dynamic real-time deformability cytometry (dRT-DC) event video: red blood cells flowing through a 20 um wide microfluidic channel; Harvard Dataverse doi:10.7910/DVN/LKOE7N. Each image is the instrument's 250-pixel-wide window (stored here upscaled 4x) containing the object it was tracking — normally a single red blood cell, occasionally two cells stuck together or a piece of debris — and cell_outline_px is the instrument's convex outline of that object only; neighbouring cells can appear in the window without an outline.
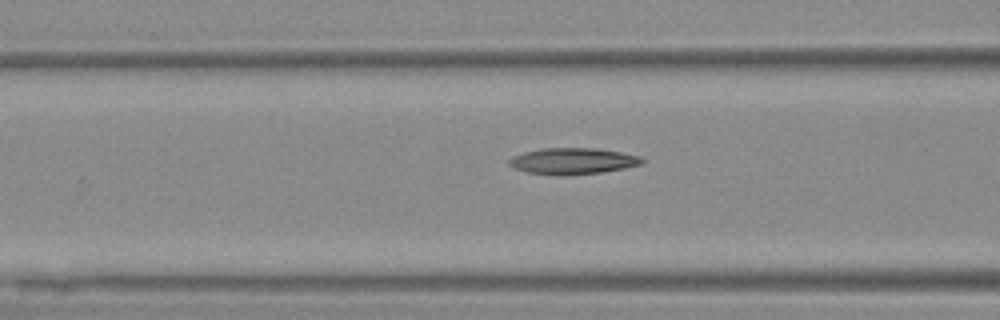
{"species": "Egyptian fruit bat (a non-hibernating species)", "species_latin": "Rousettus aegyptiacus", "temperature_condition": "warm", "stored_images_in_passage": 13, "camera_frame_rate_fps": 3000, "um_per_image_px": 0.085, "animal": {"sex": "female"}, "frame": {"image": 1, "passage_image": 8, "time_ms": 2.333, "image_size_px": [1000, 320], "cell_outline_px": [[644, 164], [624, 168], [600, 172], [528, 172], [516, 168], [508, 164], [508, 160], [512, 156], [524, 152], [544, 148], [596, 148], [620, 152], [640, 156], [644, 160]], "centroid_in_image_um": [48.74, 13.63], "position_along_channel_um": 117.9, "area_um2": 19.25}}
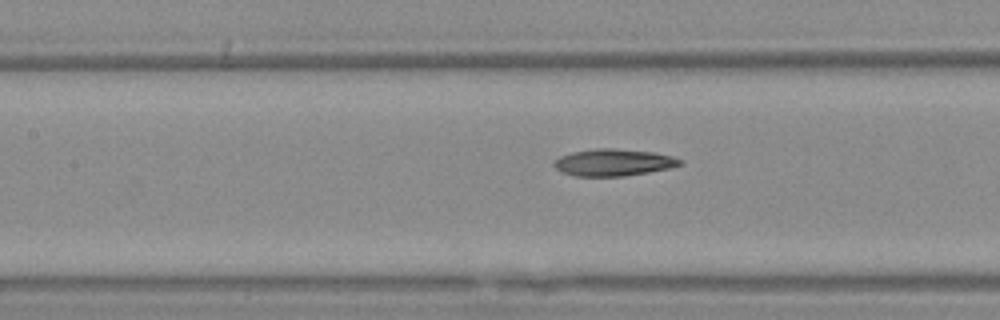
{"frame": {"image": 2, "passage_image": 11, "time_ms": 3.333, "image_size_px": [1000, 320], "cell_outline_px": [[684, 164], [668, 168], [648, 172], [624, 176], [576, 176], [560, 172], [552, 164], [560, 156], [572, 152], [596, 148], [612, 148], [656, 152], [672, 156], [684, 160]], "centroid_in_image_um": [52.16, 13.8], "position_along_channel_um": 155.2, "area_um2": 19.88}}